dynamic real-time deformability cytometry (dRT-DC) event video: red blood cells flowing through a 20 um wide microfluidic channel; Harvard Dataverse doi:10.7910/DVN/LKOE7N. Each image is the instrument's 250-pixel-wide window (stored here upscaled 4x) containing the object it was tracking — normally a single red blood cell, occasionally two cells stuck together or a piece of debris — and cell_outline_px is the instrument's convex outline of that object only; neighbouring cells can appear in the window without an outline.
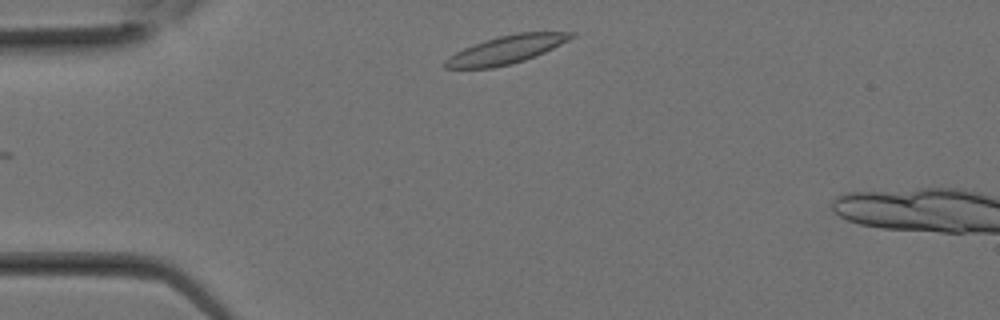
{"species": "Egyptian fruit bat (a non-hibernating species)", "species_latin": "Rousettus aegyptiacus", "temperature_condition": "room temperature", "stored_images_in_passage": 6, "camera_frame_rate_fps": 3000, "um_per_image_px": 0.085, "animal": {"sex": "female"}, "frame": {"image": 1, "passage_image": 1, "time_ms": 0.0, "image_size_px": [1000, 320], "cell_outline_px": [[576, 36], [544, 52], [524, 60], [512, 64], [492, 68], [444, 68], [444, 60], [448, 56], [472, 44], [484, 40], [500, 36], [520, 32], [576, 32]], "centroid_in_image_um": [43.0, 4.22], "position_along_channel_um": 42.0, "area_um2": 20.52}}
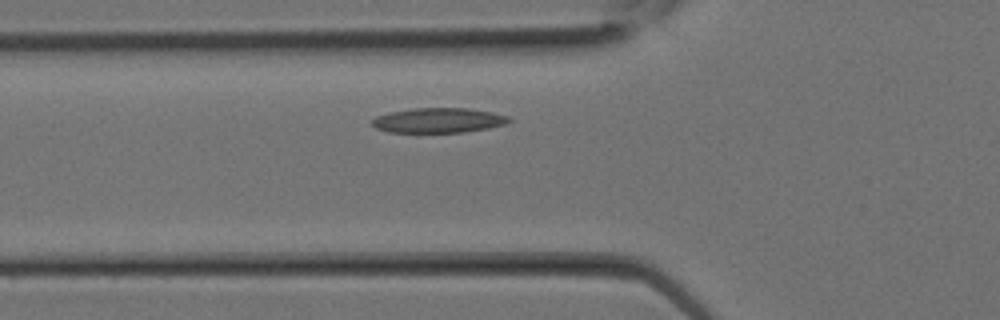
{"frame": {"image": 2, "passage_image": 4, "time_ms": 1.0, "image_size_px": [1000, 320], "cell_outline_px": [[512, 120], [504, 124], [488, 128], [464, 132], [388, 132], [376, 128], [372, 124], [372, 120], [376, 116], [392, 112], [416, 108], [468, 108], [492, 112], [508, 116]], "centroid_in_image_um": [37.28, 10.23], "position_along_channel_um": 88.5, "area_um2": 19.65}}
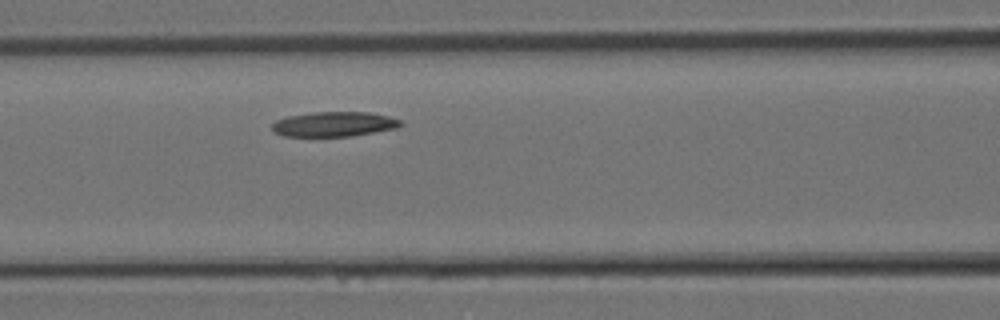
{"frame": {"image": 3, "passage_image": 6, "time_ms": 1.667, "image_size_px": [1000, 320], "cell_outline_px": [[404, 124], [396, 128], [352, 136], [284, 136], [276, 132], [272, 128], [272, 124], [276, 120], [288, 116], [312, 112], [368, 112], [388, 116], [400, 120]], "centroid_in_image_um": [28.4, 10.55], "position_along_channel_um": 138.2, "area_um2": 18.5}}